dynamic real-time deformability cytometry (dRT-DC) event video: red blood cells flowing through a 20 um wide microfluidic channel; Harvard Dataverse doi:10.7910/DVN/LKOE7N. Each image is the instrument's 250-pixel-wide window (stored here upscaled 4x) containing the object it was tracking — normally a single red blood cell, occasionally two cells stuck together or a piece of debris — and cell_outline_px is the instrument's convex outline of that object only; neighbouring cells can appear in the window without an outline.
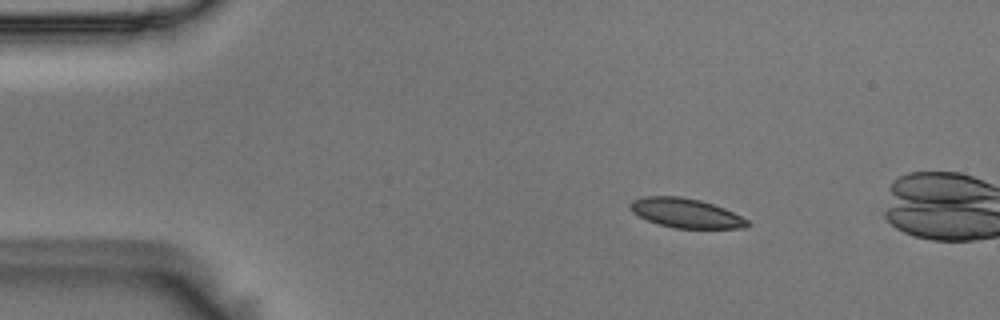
{"species": "Egyptian fruit bat (a non-hibernating species)", "species_latin": "Rousettus aegyptiacus", "temperature_condition": "room temperature", "stored_images_in_passage": 3, "camera_frame_rate_fps": 3000, "um_per_image_px": 0.085, "animal": {"sex": "male"}, "frame": {"image": 1, "passage_image": 1, "time_ms": 0.0, "image_size_px": [1000, 320], "cell_outline_px": [[752, 224], [744, 228], [672, 228], [648, 220], [632, 212], [628, 208], [628, 204], [632, 200], [644, 196], [680, 196], [700, 200], [724, 208], [748, 220]], "centroid_in_image_um": [58.27, 18.11], "position_along_channel_um": 26.7, "area_um2": 20.06}}